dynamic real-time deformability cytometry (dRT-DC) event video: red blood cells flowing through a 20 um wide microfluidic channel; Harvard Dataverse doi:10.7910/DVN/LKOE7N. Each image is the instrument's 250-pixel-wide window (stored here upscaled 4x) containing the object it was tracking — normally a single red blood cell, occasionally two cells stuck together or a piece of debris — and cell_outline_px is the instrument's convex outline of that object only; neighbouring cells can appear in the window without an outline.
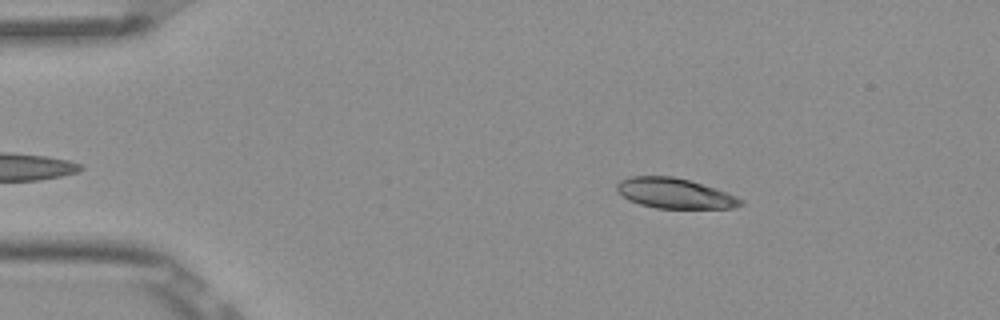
{"species": "Egyptian fruit bat (a non-hibernating species)", "species_latin": "Rousettus aegyptiacus", "temperature_condition": "room temperature", "stored_images_in_passage": 2, "camera_frame_rate_fps": 3000, "um_per_image_px": 0.085, "frame": {"image": 1, "passage_image": 1, "time_ms": 0.0, "image_size_px": [1000, 320], "cell_outline_px": [[744, 204], [736, 208], [656, 208], [640, 204], [628, 200], [616, 188], [616, 184], [620, 180], [628, 176], [672, 176], [688, 180], [716, 188], [736, 196], [744, 200]], "centroid_in_image_um": [57.37, 16.43], "position_along_channel_um": 27.6, "area_um2": 21.79}}